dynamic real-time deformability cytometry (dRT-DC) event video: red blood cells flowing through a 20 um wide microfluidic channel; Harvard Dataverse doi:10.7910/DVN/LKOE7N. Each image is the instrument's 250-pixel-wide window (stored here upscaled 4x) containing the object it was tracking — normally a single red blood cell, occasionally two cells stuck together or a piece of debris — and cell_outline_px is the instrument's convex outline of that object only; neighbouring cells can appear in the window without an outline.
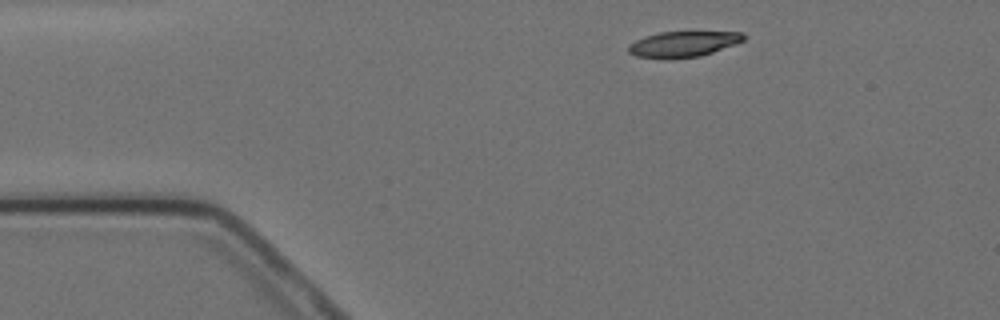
{"species": "Egyptian fruit bat (a non-hibernating species)", "species_latin": "Rousettus aegyptiacus", "temperature_condition": "cold", "stored_images_in_passage": 3, "camera_frame_rate_fps": 3000, "um_per_image_px": 0.085, "animal": {"sex": "female"}, "frame": {"image": 1, "passage_image": 1, "time_ms": 0.0, "image_size_px": [1000, 320], "cell_outline_px": [[744, 40], [736, 44], [700, 56], [672, 60], [664, 60], [636, 56], [628, 52], [628, 44], [644, 36], [660, 32], [744, 32]], "centroid_in_image_um": [58.02, 3.77], "position_along_channel_um": 27.0, "area_um2": 17.51}}